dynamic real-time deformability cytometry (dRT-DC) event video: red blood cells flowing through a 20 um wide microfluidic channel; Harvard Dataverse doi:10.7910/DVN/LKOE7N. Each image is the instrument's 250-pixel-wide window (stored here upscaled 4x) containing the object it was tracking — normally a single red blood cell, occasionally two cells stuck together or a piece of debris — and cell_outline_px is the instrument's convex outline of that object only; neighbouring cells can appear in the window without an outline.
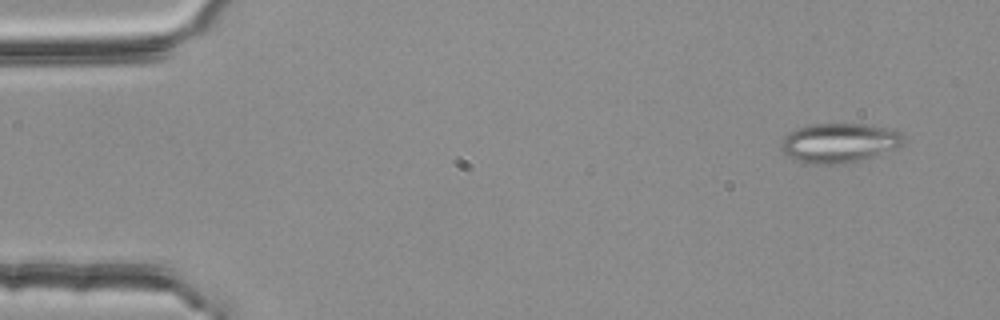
{"species": "common noctule bat (a hibernating species)", "species_latin": "Nyctalus noctula", "temperature_condition": "room temperature", "stored_images_in_passage": 4, "camera_frame_rate_fps": 3000, "um_per_image_px": 0.085, "animal": {"sex": "female", "body_mass_g": 25.1}, "frame": {"image": 1, "passage_image": 4, "time_ms": 1.0, "image_size_px": [1000, 320], "cell_outline_px": [[904, 140], [896, 148], [844, 164], [816, 164], [800, 160], [788, 156], [780, 148], [780, 144], [784, 136], [796, 128], [812, 124], [864, 124], [884, 128], [900, 132], [904, 136]], "centroid_in_image_um": [71.29, 12.13], "position_along_channel_um": 13.7, "area_um2": 27.57}}